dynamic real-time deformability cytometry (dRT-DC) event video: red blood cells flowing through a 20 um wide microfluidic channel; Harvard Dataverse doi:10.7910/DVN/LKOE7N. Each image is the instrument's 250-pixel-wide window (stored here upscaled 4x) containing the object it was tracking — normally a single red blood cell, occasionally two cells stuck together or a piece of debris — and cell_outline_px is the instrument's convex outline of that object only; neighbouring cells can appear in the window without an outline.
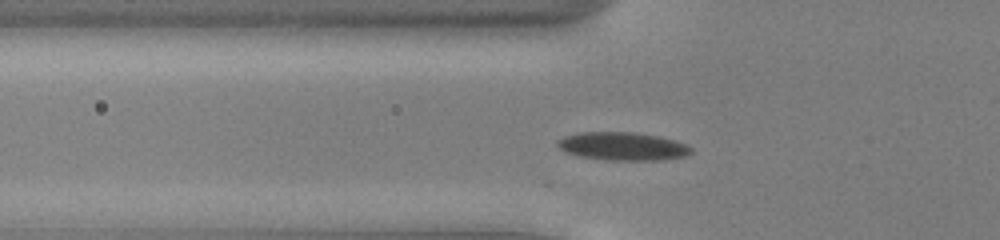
{"species": "common noctule bat (a hibernating species)", "species_latin": "Nyctalus noctula", "temperature_condition": "cold", "stored_images_in_passage": 46, "camera_frame_rate_fps": 3000, "um_per_image_px": 0.085, "animal": {"sex": "male", "body_mass_g": 13.0, "forearm_length_mm": 53.1}, "frame": {"image": 1, "passage_image": 12, "time_ms": 3.667, "image_size_px": [1000, 240], "cell_outline_px": [[692, 152], [688, 156], [664, 160], [604, 160], [576, 156], [560, 148], [556, 144], [556, 140], [564, 136], [580, 132], [632, 132], [660, 136], [676, 140], [688, 144], [692, 148]], "centroid_in_image_um": [52.96, 12.44], "position_along_channel_um": 72.8, "area_um2": 22.31}}
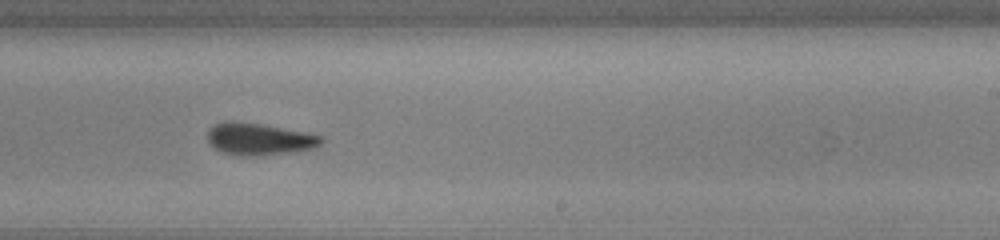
{"frame": {"image": 2, "passage_image": 27, "time_ms": 8.667, "image_size_px": [1000, 240], "cell_outline_px": [[324, 140], [316, 148], [292, 152], [256, 156], [240, 156], [220, 152], [208, 144], [208, 128], [212, 124], [228, 120], [232, 120], [260, 124], [304, 132], [324, 136]], "centroid_in_image_um": [21.98, 11.82], "position_along_channel_um": 267.0, "area_um2": 21.56}}
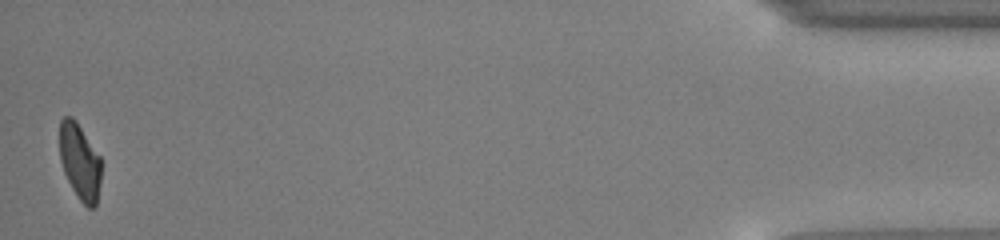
{"frame": {"image": 3, "passage_image": 46, "time_ms": 15.0, "image_size_px": [1000, 240], "cell_outline_px": [[100, 180], [96, 204], [92, 208], [88, 208], [80, 200], [72, 188], [64, 172], [60, 160], [60, 120], [64, 116], [72, 116], [76, 120], [100, 156]], "centroid_in_image_um": [6.77, 13.71], "position_along_channel_um": 428.4, "area_um2": 18.26}, "authors_computed_cell_mechanics": {"area_um2": 20.8658, "velocity_mm_per_s": 3.8952, "shape_relaxation_time_tau1_ms": 2.0778, "shape_relaxation_time_tau2_ms": 2.1762, "deformation_change_tau1": 0.1269, "deformation_change_tau2": 0.0752}}